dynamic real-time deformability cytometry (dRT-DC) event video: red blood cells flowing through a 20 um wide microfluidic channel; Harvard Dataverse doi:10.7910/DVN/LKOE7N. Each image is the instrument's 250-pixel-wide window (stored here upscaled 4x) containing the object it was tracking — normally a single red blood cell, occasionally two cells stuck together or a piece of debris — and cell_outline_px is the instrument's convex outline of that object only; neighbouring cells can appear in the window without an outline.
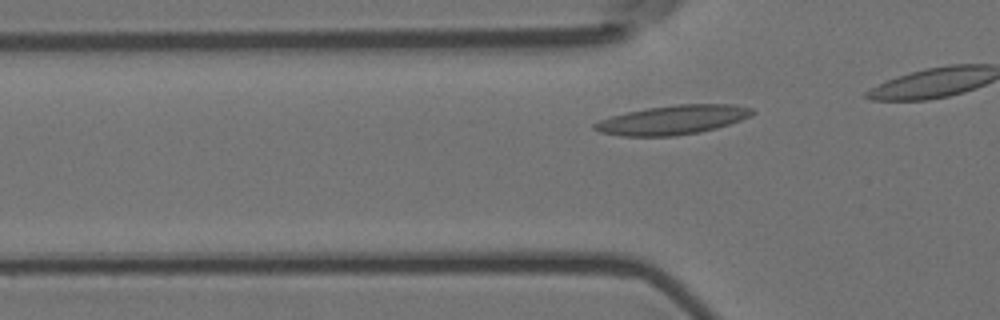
{"species": "Egyptian fruit bat (a non-hibernating species)", "species_latin": "Rousettus aegyptiacus", "temperature_condition": "room temperature", "stored_images_in_passage": 17, "camera_frame_rate_fps": 3000, "um_per_image_px": 0.085, "animal": {"sex": "female"}, "frame": {"image": 1, "passage_image": 8, "time_ms": 2.333, "image_size_px": [1000, 320], "cell_outline_px": [[756, 112], [752, 116], [716, 128], [700, 132], [676, 136], [620, 136], [600, 132], [592, 128], [592, 124], [600, 120], [612, 116], [628, 112], [648, 108], [676, 104], [732, 104], [752, 108]], "centroid_in_image_um": [57.19, 10.19], "position_along_channel_um": 68.6, "area_um2": 26.82}}
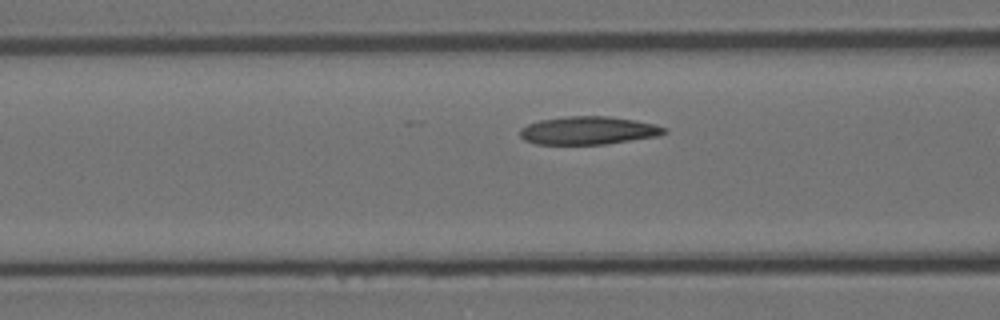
{"frame": {"image": 2, "passage_image": 12, "time_ms": 3.667, "image_size_px": [1000, 320], "cell_outline_px": [[668, 132], [656, 136], [604, 144], [536, 144], [524, 140], [520, 136], [520, 128], [528, 124], [540, 120], [568, 116], [608, 116], [636, 120], [656, 124], [668, 128]], "centroid_in_image_um": [50.02, 11.08], "position_along_channel_um": 116.6, "area_um2": 23.58}}